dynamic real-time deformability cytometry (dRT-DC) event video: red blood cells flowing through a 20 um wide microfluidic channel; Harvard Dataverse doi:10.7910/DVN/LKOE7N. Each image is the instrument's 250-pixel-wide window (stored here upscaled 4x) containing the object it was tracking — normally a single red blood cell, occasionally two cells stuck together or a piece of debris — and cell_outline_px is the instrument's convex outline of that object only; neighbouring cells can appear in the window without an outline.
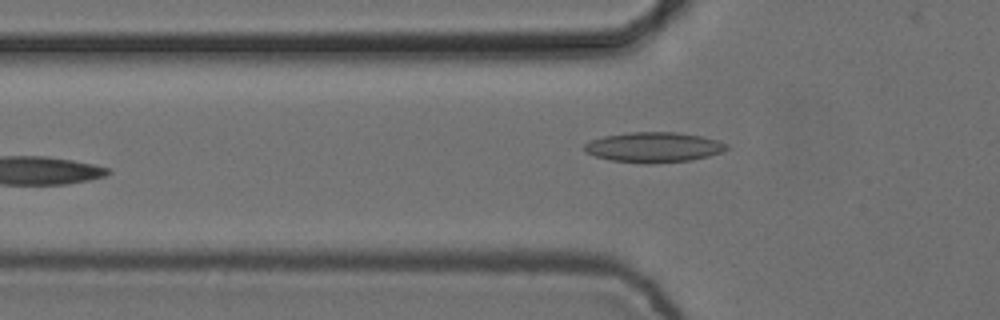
{"species": "common noctule bat (a hibernating species)", "species_latin": "Nyctalus noctula", "temperature_condition": "cold", "stored_images_in_passage": 6, "camera_frame_rate_fps": 3000, "um_per_image_px": 0.085, "animal": {"sex": "female", "body_mass_g": 24.6, "forearm_length_mm": 56.2}, "frame": {"image": 1, "passage_image": 6, "time_ms": 1.667, "image_size_px": [1000, 320], "cell_outline_px": [[728, 148], [720, 152], [708, 156], [692, 160], [648, 164], [644, 164], [612, 160], [596, 156], [584, 152], [584, 144], [592, 140], [604, 136], [628, 132], [676, 132], [700, 136], [716, 140], [728, 144]], "centroid_in_image_um": [55.55, 12.52], "position_along_channel_um": 70.3, "area_um2": 24.91}}